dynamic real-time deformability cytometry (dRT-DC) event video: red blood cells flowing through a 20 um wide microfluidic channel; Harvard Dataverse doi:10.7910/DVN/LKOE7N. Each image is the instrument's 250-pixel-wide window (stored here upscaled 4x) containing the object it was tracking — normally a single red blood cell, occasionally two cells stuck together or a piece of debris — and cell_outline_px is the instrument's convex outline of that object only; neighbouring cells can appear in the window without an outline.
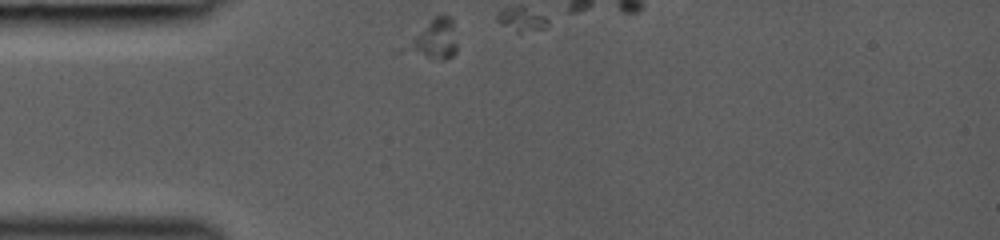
{"species": "common noctule bat (a hibernating species)", "species_latin": "Nyctalus noctula", "temperature_condition": "room temperature", "stored_images_in_passage": 5, "camera_frame_rate_fps": 3000, "um_per_image_px": 0.085, "animal": {"sex": "female", "body_mass_g": 19.0, "forearm_length_mm": 53.3}, "frame": {"image": 1, "passage_image": 1, "time_ms": 0.0, "image_size_px": [1000, 240], "cell_outline_px": [[456, 52], [452, 56], [444, 60], [440, 60], [392, 52], [396, 48], [436, 16], [448, 16], [452, 20], [456, 44]], "centroid_in_image_um": [36.69, 3.45], "position_along_channel_um": 48.3, "area_um2": 12.54}}